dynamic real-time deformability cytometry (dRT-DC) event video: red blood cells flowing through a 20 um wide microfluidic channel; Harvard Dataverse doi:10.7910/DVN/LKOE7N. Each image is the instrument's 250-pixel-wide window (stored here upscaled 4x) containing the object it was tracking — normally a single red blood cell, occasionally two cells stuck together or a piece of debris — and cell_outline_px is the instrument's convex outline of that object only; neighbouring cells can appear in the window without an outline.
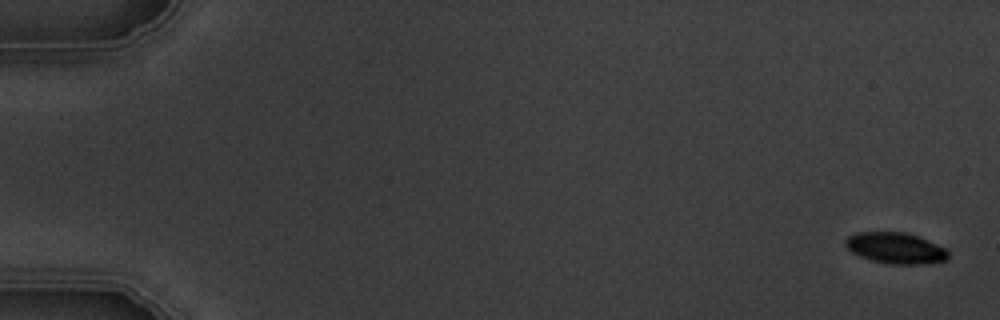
{"species": "common noctule bat (a hibernating species)", "species_latin": "Nyctalus noctula", "temperature_condition": "warm", "stored_images_in_passage": 4, "camera_frame_rate_fps": 3000, "um_per_image_px": 0.085, "animal": {"sex": "male", "body_mass_g": 19.5, "forearm_length_mm": 54.6}, "frame": {"image": 1, "passage_image": 1, "time_ms": 0.0, "image_size_px": [1000, 320], "cell_outline_px": [[948, 260], [924, 264], [892, 264], [872, 260], [860, 256], [852, 252], [844, 244], [844, 240], [848, 236], [860, 232], [908, 232], [920, 236], [948, 248]], "centroid_in_image_um": [76.18, 21.07], "position_along_channel_um": 8.8, "area_um2": 18.84}}